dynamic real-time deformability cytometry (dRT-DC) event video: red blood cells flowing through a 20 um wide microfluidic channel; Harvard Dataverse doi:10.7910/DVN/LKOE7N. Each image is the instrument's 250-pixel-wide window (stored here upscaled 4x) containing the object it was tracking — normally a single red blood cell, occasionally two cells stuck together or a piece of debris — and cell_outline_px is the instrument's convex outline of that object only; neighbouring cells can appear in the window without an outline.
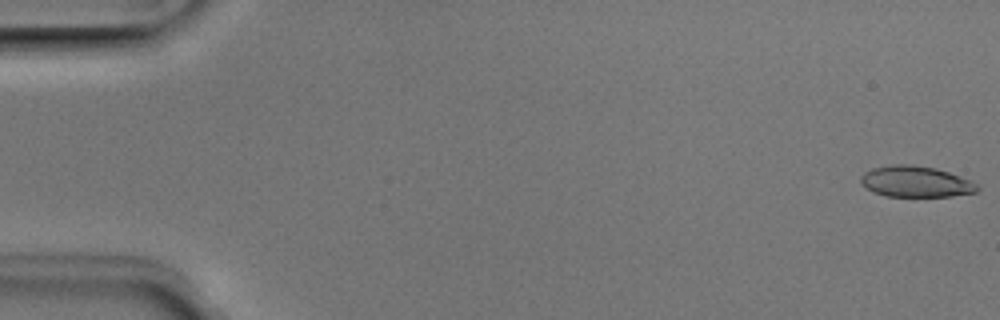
{"species": "Egyptian fruit bat (a non-hibernating species)", "species_latin": "Rousettus aegyptiacus", "temperature_condition": "room temperature", "stored_images_in_passage": 51, "camera_frame_rate_fps": 3000, "um_per_image_px": 0.085, "animal": {"sex": "male"}, "frame": {"image": 1, "passage_image": 1, "time_ms": 0.0, "image_size_px": [1000, 320], "cell_outline_px": [[980, 188], [976, 192], [952, 196], [888, 196], [872, 192], [864, 188], [860, 184], [860, 176], [864, 172], [872, 168], [896, 164], [908, 164], [936, 168], [972, 180]], "centroid_in_image_um": [77.81, 15.44], "position_along_channel_um": 7.2, "area_um2": 21.21}}
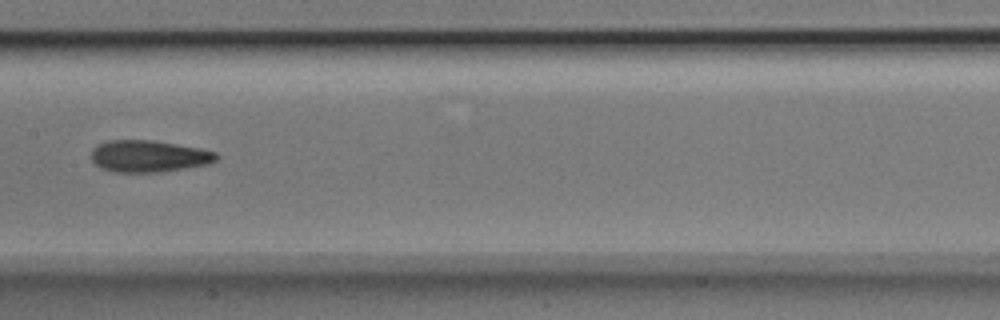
{"frame": {"image": 2, "passage_image": 26, "time_ms": 8.333, "image_size_px": [1000, 320], "cell_outline_px": [[220, 156], [216, 160], [208, 164], [160, 172], [116, 172], [100, 168], [92, 160], [92, 148], [96, 144], [108, 140], [152, 140], [200, 148], [216, 152]], "centroid_in_image_um": [12.63, 13.27], "position_along_channel_um": 194.8, "area_um2": 23.24}}
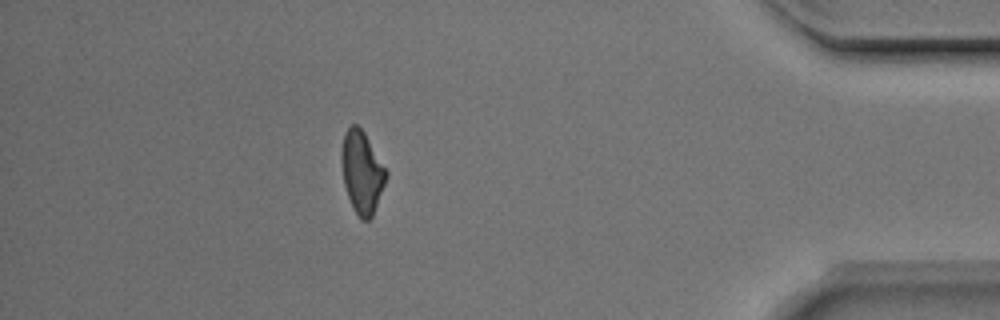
{"frame": {"image": 3, "passage_image": 45, "time_ms": 14.667, "image_size_px": [1000, 320], "cell_outline_px": [[388, 176], [372, 216], [368, 220], [360, 220], [352, 208], [344, 184], [340, 164], [340, 152], [344, 132], [352, 124], [356, 124], [364, 132], [388, 172]], "centroid_in_image_um": [30.74, 14.63], "position_along_channel_um": 404.5, "area_um2": 21.56}, "authors_computed_cell_mechanics": {"area_um2": 22.1952, "velocity_mm_per_s": 4.0133, "shape_relaxation_time_tau1_ms": 5.3355, "shape_relaxation_time_tau2_ms": 3.2333, "deformation_change_tau1": 0.1579, "deformation_change_tau2": 0.1161}}